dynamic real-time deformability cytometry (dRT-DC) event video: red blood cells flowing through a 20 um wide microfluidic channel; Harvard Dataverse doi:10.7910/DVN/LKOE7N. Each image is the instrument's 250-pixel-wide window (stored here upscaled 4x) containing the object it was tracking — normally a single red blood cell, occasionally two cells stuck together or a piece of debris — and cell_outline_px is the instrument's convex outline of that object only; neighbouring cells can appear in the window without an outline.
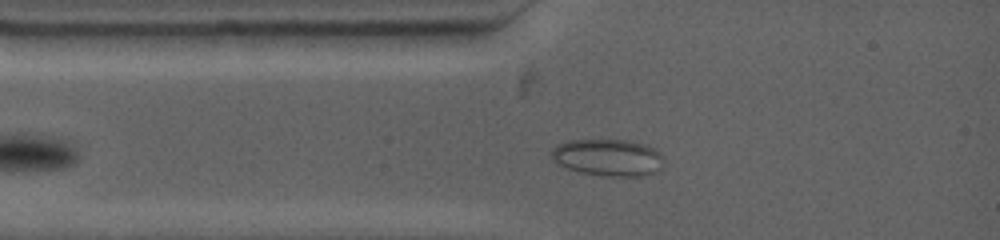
{"species": "common noctule bat (a hibernating species)", "species_latin": "Nyctalus noctula", "temperature_condition": "warm", "stored_images_in_passage": 27, "camera_frame_rate_fps": 4500, "um_per_image_px": 0.085, "animal": {"sex": "female", "body_mass_g": 19.0, "forearm_length_mm": 53.3}, "frame": {"image": 1, "passage_image": 4, "time_ms": 1.556, "image_size_px": [1000, 240], "cell_outline_px": [[652, 172], [640, 176], [604, 176], [580, 172], [568, 168], [560, 164], [552, 156], [552, 152], [560, 144], [572, 140], [628, 140], [652, 148]], "centroid_in_image_um": [51.46, 13.38], "position_along_channel_um": 33.5, "area_um2": 22.14}}
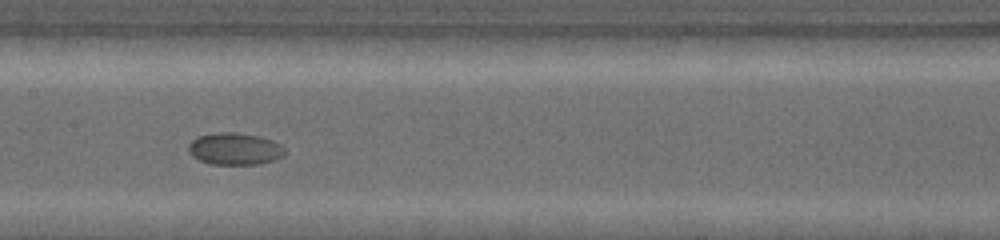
{"frame": {"image": 2, "passage_image": 13, "time_ms": 6.444, "image_size_px": [1000, 240], "cell_outline_px": [[284, 152], [280, 156], [272, 160], [256, 164], [212, 164], [200, 160], [188, 148], [192, 140], [200, 136], [216, 132], [232, 132], [256, 136], [272, 140], [284, 148]], "centroid_in_image_um": [19.95, 12.64], "position_along_channel_um": 187.5, "area_um2": 17.28}}
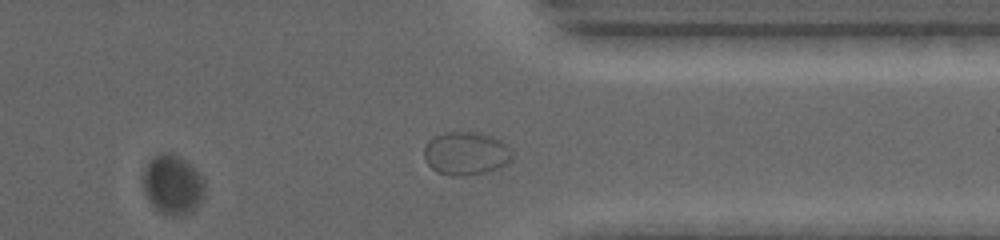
{"frame": {"image": 3, "passage_image": 24, "time_ms": 12.222, "image_size_px": [1000, 240], "cell_outline_px": [[200, 192], [196, 200], [188, 208], [172, 216], [160, 208], [152, 200], [148, 192], [148, 172], [152, 164], [160, 156], [164, 156], [172, 160], [184, 168], [200, 184]], "centroid_in_image_um": [14.6, 15.82], "position_along_channel_um": 396.8, "area_um2": 15.49}, "authors_computed_cell_mechanics": {"area_um2": 16.9354, "velocity_mm_per_s": 3.2114, "shape_relaxation_time_tau1_ms": 0.7574, "shape_relaxation_time_tau2_ms": null, "deformation_change_tau1": null, "deformation_change_tau2": null}}